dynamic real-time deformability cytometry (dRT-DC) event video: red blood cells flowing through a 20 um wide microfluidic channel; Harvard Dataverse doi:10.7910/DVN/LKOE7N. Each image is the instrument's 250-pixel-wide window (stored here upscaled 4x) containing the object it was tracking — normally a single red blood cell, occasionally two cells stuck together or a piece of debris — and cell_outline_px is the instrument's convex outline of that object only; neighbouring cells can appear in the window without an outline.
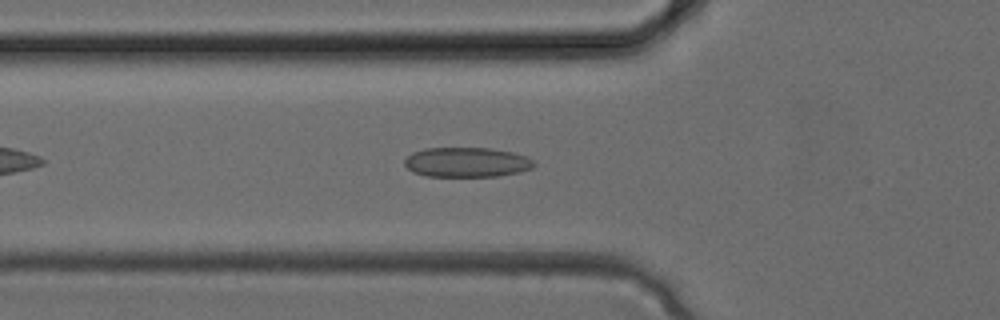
{"species": "common noctule bat (a hibernating species)", "species_latin": "Nyctalus noctula", "temperature_condition": "cold", "stored_images_in_passage": 25, "camera_frame_rate_fps": 3000, "um_per_image_px": 0.085, "animal": {"sex": "female", "body_mass_g": 24.6, "forearm_length_mm": 56.2}, "frame": {"image": 1, "passage_image": 3, "time_ms": 0.667, "image_size_px": [1000, 320], "cell_outline_px": [[536, 164], [532, 168], [516, 172], [496, 176], [428, 176], [412, 172], [404, 164], [404, 160], [412, 152], [424, 148], [492, 148], [512, 152], [528, 156], [536, 160]], "centroid_in_image_um": [39.69, 13.78], "position_along_channel_um": 86.1, "area_um2": 22.54}}
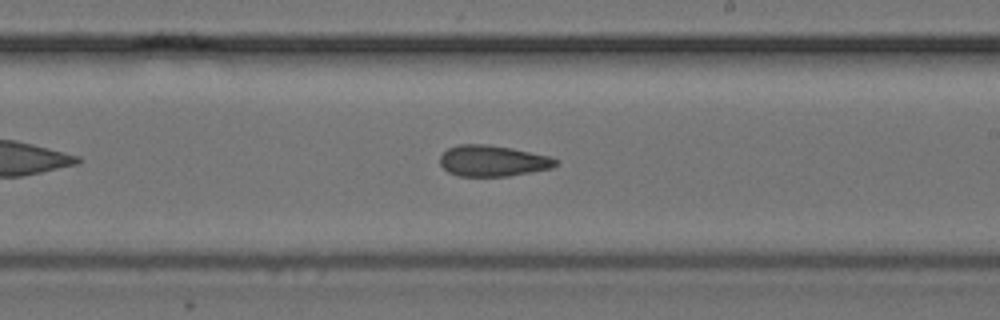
{"frame": {"image": 2, "passage_image": 11, "time_ms": 3.333, "image_size_px": [1000, 320], "cell_outline_px": [[560, 160], [552, 168], [508, 176], [460, 176], [448, 172], [440, 164], [440, 156], [448, 148], [456, 144], [488, 144], [512, 148], [552, 156]], "centroid_in_image_um": [41.9, 13.66], "position_along_channel_um": 247.1, "area_um2": 21.1}}
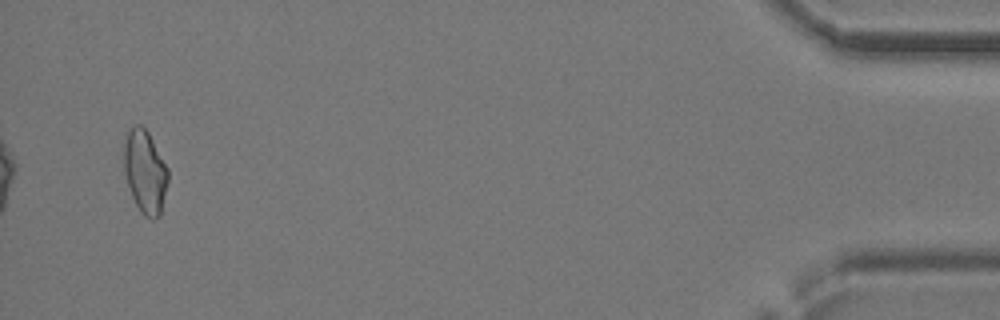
{"frame": {"image": 3, "passage_image": 24, "time_ms": 7.667, "image_size_px": [1000, 320], "cell_outline_px": [[168, 184], [160, 216], [152, 220], [144, 216], [140, 212], [132, 196], [124, 172], [124, 144], [128, 132], [136, 124], [140, 124], [148, 132], [168, 168]], "centroid_in_image_um": [12.35, 14.63], "position_along_channel_um": 422.9, "area_um2": 21.33}}